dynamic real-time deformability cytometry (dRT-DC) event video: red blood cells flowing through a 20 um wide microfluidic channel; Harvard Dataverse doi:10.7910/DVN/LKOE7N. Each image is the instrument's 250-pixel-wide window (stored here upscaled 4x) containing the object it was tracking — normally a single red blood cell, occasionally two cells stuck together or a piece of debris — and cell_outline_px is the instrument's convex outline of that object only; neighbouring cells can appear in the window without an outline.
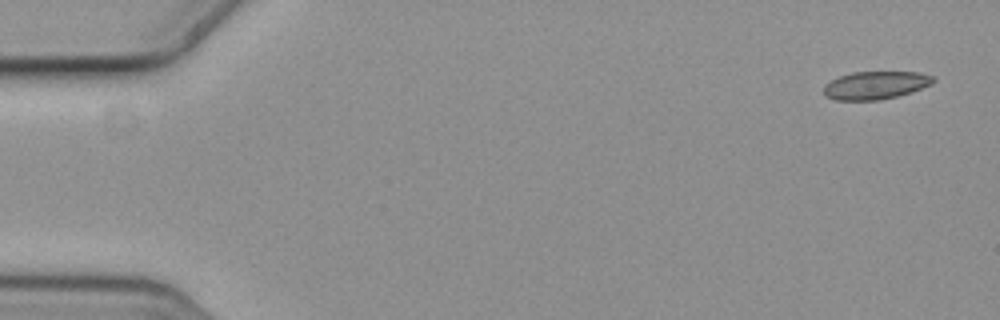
{"species": "common noctule bat (a hibernating species)", "species_latin": "Nyctalus noctula", "temperature_condition": "cold", "stored_images_in_passage": 5, "camera_frame_rate_fps": 3000, "um_per_image_px": 0.085, "animal": {"sex": "female", "body_mass_g": 19.3, "forearm_length_mm": 54.1}, "frame": {"image": 1, "passage_image": 1, "time_ms": 0.0, "image_size_px": [1000, 320], "cell_outline_px": [[936, 80], [932, 84], [912, 92], [880, 100], [836, 100], [824, 96], [824, 84], [840, 76], [852, 72], [920, 72], [936, 76]], "centroid_in_image_um": [74.45, 7.24], "position_along_channel_um": 10.5, "area_um2": 17.98}}
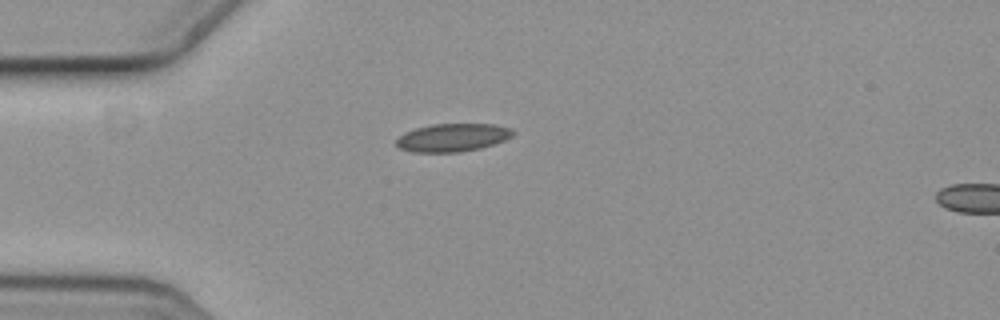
{"frame": {"image": 2, "passage_image": 4, "time_ms": 1.0, "image_size_px": [1000, 320], "cell_outline_px": [[516, 132], [512, 136], [504, 140], [480, 148], [460, 152], [412, 152], [400, 148], [396, 144], [396, 140], [404, 132], [416, 128], [432, 124], [496, 124], [508, 128]], "centroid_in_image_um": [38.46, 11.69], "position_along_channel_um": 46.5, "area_um2": 18.96}}